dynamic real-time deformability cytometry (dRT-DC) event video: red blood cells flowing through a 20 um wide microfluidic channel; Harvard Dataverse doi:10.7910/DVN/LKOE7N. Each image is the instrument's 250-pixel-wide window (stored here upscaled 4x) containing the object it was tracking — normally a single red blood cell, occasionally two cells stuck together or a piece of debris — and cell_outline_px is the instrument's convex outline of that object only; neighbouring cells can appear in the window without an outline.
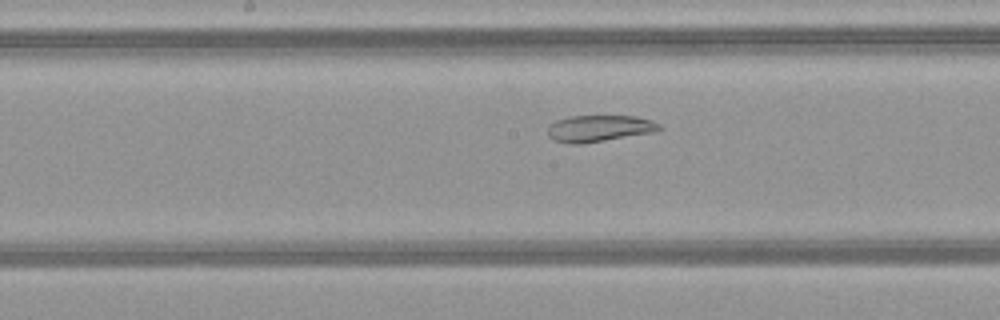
{"species": "common noctule bat (a hibernating species)", "species_latin": "Nyctalus noctula", "temperature_condition": "warm", "stored_images_in_passage": 41, "camera_frame_rate_fps": 3000, "um_per_image_px": 0.085, "animal": {"sex": "female", "body_mass_g": 21.9}, "frame": {"image": 1, "passage_image": 17, "time_ms": 5.333, "image_size_px": [1000, 320], "cell_outline_px": [[664, 128], [656, 132], [580, 144], [568, 144], [552, 140], [548, 136], [548, 124], [556, 120], [568, 116], [636, 116], [652, 120], [660, 124]], "centroid_in_image_um": [50.93, 10.91], "position_along_channel_um": 197.3, "area_um2": 17.57}}
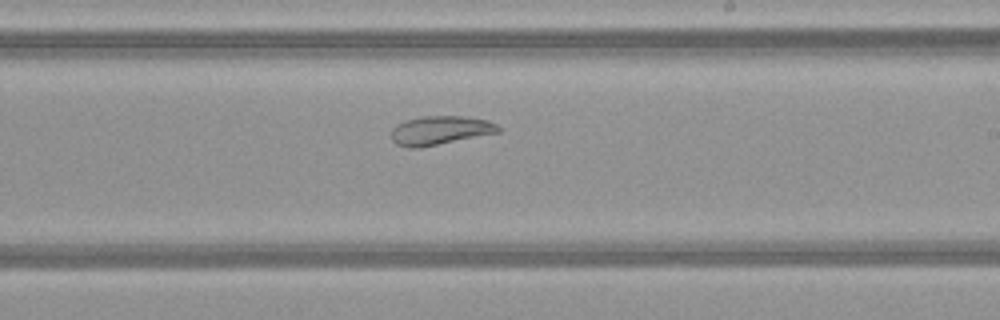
{"frame": {"image": 2, "passage_image": 21, "time_ms": 6.667, "image_size_px": [1000, 320], "cell_outline_px": [[500, 132], [420, 148], [408, 148], [396, 144], [392, 140], [392, 128], [396, 124], [404, 120], [424, 116], [464, 116], [488, 120], [496, 124], [500, 128]], "centroid_in_image_um": [37.39, 11.08], "position_along_channel_um": 251.6, "area_um2": 18.09}}
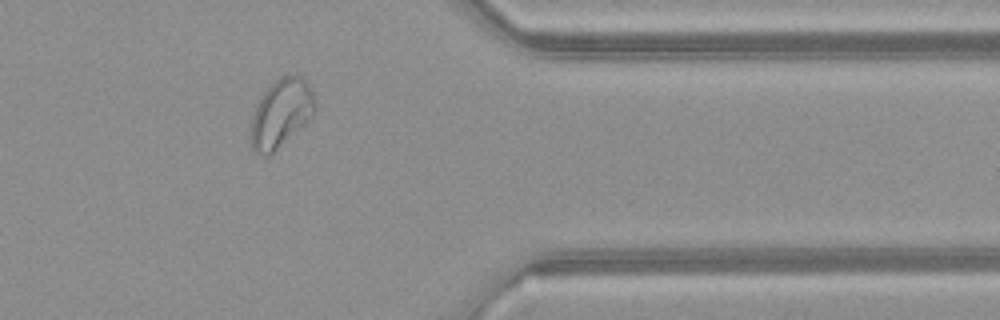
{"frame": {"image": 3, "passage_image": 32, "time_ms": 10.333, "image_size_px": [1000, 320], "cell_outline_px": [[316, 112], [304, 124], [268, 156], [256, 156], [248, 140], [248, 128], [252, 116], [260, 96], [280, 76], [304, 76], [312, 92], [316, 104]], "centroid_in_image_um": [23.83, 9.66], "position_along_channel_um": 387.6, "area_um2": 25.78}, "authors_computed_cell_mechanics": {"area_um2": 23.5246, "velocity_mm_per_s": 4.0925, "shape_relaxation_time_tau1_ms": null, "shape_relaxation_time_tau2_ms": 7.0153, "deformation_change_tau1": null, "deformation_change_tau2": 0.1174}}